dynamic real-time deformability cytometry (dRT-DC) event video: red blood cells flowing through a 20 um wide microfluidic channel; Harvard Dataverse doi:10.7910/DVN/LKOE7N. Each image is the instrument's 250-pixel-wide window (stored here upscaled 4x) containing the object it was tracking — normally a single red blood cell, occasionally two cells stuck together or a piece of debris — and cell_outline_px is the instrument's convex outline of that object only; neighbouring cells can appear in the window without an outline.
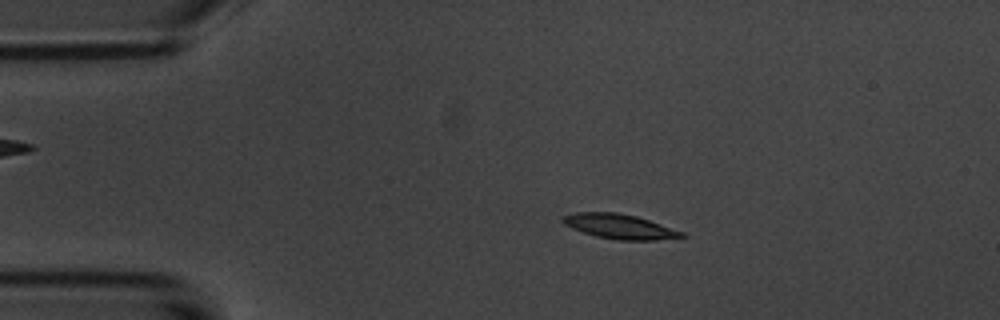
{"species": "common noctule bat (a hibernating species)", "species_latin": "Nyctalus noctula", "temperature_condition": "room temperature", "stored_images_in_passage": 5, "camera_frame_rate_fps": 3000, "um_per_image_px": 0.085, "animal": {"sex": "male", "body_mass_g": 20.1, "forearm_length_mm": 53.5}, "frame": {"image": 1, "passage_image": 3, "time_ms": 2.333, "image_size_px": [1000, 320], "cell_outline_px": [[688, 236], [656, 240], [616, 240], [596, 236], [572, 228], [564, 224], [560, 220], [560, 216], [576, 212], [616, 212], [636, 216], [684, 232]], "centroid_in_image_um": [52.63, 19.24], "position_along_channel_um": 32.4, "area_um2": 17.11}}
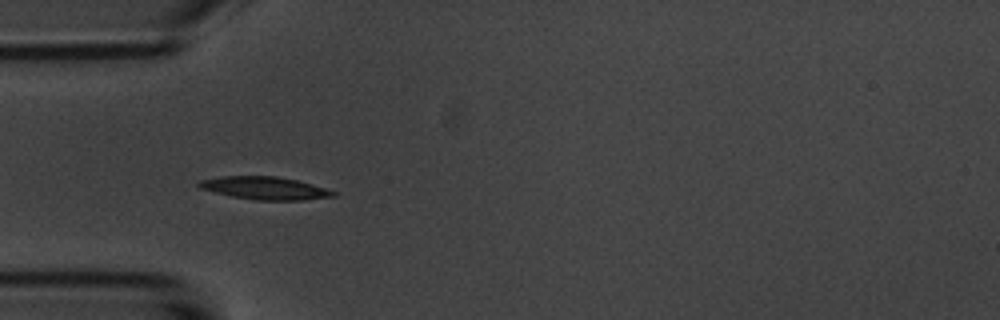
{"frame": {"image": 2, "passage_image": 4, "time_ms": 4.333, "image_size_px": [1000, 320], "cell_outline_px": [[336, 196], [304, 200], [256, 200], [232, 196], [200, 188], [196, 184], [200, 180], [224, 176], [276, 176], [296, 180], [312, 184], [336, 192]], "centroid_in_image_um": [22.52, 15.99], "position_along_channel_um": 62.5, "area_um2": 17.63}}